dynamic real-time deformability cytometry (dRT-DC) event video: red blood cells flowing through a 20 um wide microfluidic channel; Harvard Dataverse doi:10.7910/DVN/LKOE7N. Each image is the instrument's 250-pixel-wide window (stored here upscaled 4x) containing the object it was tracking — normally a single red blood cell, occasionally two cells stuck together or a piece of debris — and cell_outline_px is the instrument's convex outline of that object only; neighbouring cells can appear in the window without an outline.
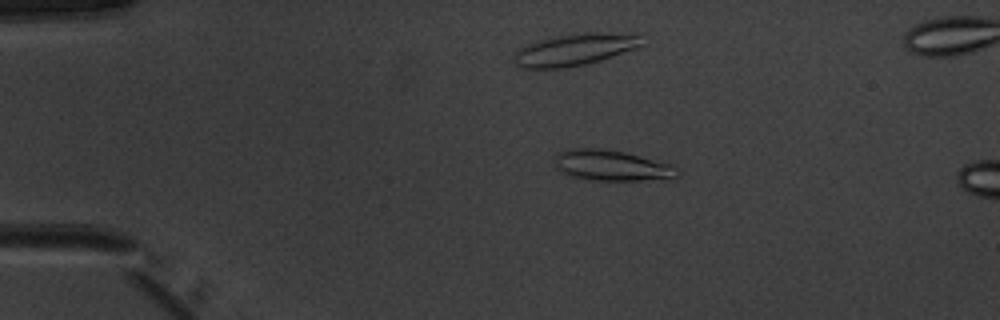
{"species": "common noctule bat (a hibernating species)", "species_latin": "Nyctalus noctula", "temperature_condition": "warm", "stored_images_in_passage": 15, "camera_frame_rate_fps": 3000, "um_per_image_px": 0.085, "animal": {"sex": "male", "body_mass_g": 20.1, "forearm_length_mm": 53.5}, "frame": {"image": 1, "passage_image": 11, "time_ms": 3.333, "image_size_px": [1000, 320], "cell_outline_px": [[680, 172], [676, 176], [668, 180], [596, 180], [568, 176], [560, 172], [556, 168], [556, 156], [560, 152], [576, 148], [600, 148], [624, 152], [672, 164], [680, 168]], "centroid_in_image_um": [52.06, 14.08], "position_along_channel_um": 32.9, "area_um2": 22.08}}